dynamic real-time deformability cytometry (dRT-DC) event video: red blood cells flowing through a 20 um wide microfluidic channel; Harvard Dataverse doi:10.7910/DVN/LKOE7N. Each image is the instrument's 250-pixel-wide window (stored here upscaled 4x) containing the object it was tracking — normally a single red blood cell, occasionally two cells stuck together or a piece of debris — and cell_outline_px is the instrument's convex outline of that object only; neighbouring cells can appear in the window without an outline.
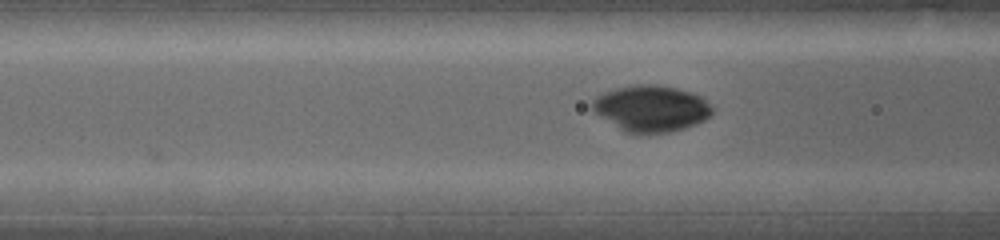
{"species": "common noctule bat (a hibernating species)", "species_latin": "Nyctalus noctula", "temperature_condition": "warm", "stored_images_in_passage": 7, "camera_frame_rate_fps": 5000, "um_per_image_px": 0.085, "animal": {"sex": "female", "body_mass_g": 19.0, "forearm_length_mm": 53.3}, "frame": {"image": 1, "passage_image": 7, "time_ms": 5.0, "image_size_px": [1000, 240], "cell_outline_px": [[712, 112], [704, 120], [696, 124], [672, 132], [640, 136], [624, 132], [600, 116], [592, 108], [592, 100], [596, 96], [604, 92], [616, 88], [636, 84], [660, 84], [692, 92], [700, 96], [712, 108]], "centroid_in_image_um": [55.32, 9.24], "position_along_channel_um": 111.3, "area_um2": 32.71}}